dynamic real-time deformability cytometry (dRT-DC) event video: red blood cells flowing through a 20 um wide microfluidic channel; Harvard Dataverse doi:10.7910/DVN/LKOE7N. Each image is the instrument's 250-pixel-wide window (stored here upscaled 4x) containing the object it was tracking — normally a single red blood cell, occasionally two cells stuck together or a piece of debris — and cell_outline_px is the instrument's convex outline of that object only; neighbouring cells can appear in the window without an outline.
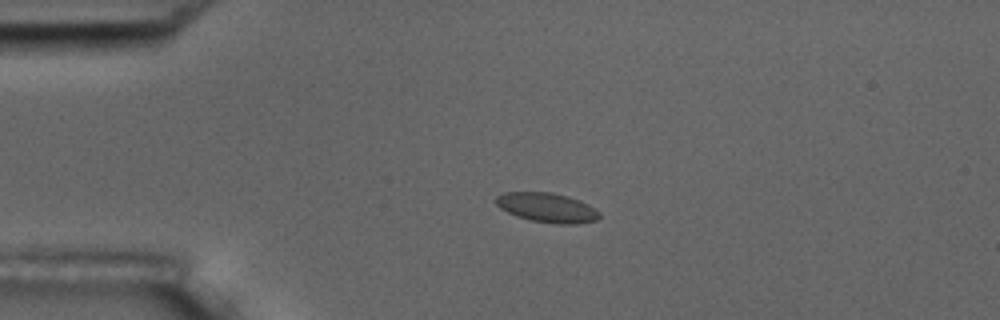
{"species": "common noctule bat (a hibernating species)", "species_latin": "Nyctalus noctula", "temperature_condition": "room temperature", "stored_images_in_passage": 5, "camera_frame_rate_fps": 3000, "um_per_image_px": 0.085, "animal": {"sex": "male", "body_mass_g": 17.5, "forearm_length_mm": 52.3}, "frame": {"image": 1, "passage_image": 4, "time_ms": 3.667, "image_size_px": [1000, 320], "cell_outline_px": [[600, 216], [596, 220], [576, 224], [556, 224], [528, 220], [516, 216], [500, 208], [492, 200], [496, 196], [504, 192], [552, 192], [568, 196], [580, 200], [588, 204], [600, 212]], "centroid_in_image_um": [46.47, 17.64], "position_along_channel_um": 38.5, "area_um2": 18.03}}